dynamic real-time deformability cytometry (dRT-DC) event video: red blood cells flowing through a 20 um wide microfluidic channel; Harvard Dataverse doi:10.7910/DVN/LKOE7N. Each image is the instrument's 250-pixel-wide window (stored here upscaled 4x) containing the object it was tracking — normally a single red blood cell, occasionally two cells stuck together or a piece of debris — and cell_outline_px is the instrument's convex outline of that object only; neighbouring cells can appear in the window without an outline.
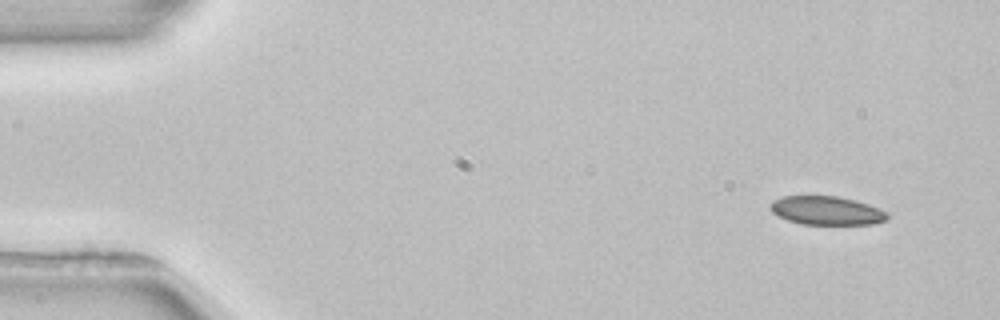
{"species": "common noctule bat (a hibernating species)", "species_latin": "Nyctalus noctula", "temperature_condition": "room temperature", "stored_images_in_passage": 3, "camera_frame_rate_fps": 3000, "um_per_image_px": 0.085, "animal": {"sex": "female", "body_mass_g": 22.7, "forearm_length_mm": 54.2}, "frame": {"image": 1, "passage_image": 1, "time_ms": 0.0, "image_size_px": [1000, 320], "cell_outline_px": [[888, 220], [872, 224], [800, 224], [788, 220], [772, 212], [768, 208], [768, 204], [772, 200], [784, 196], [836, 196], [856, 200], [880, 208], [888, 212]], "centroid_in_image_um": [70.26, 17.89], "position_along_channel_um": 14.7, "area_um2": 19.71}}
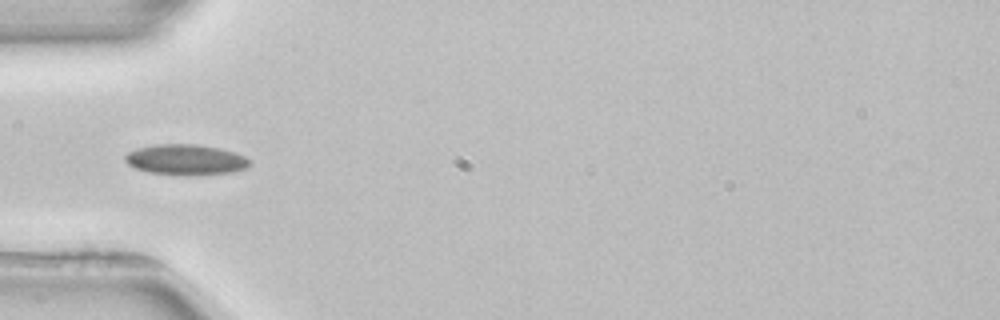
{"frame": {"image": 2, "passage_image": 3, "time_ms": 4.333, "image_size_px": [1000, 320], "cell_outline_px": [[252, 164], [248, 168], [232, 172], [148, 172], [136, 168], [128, 164], [124, 160], [124, 156], [128, 152], [136, 148], [156, 144], [196, 144], [220, 148], [236, 152], [252, 160]], "centroid_in_image_um": [15.81, 13.51], "position_along_channel_um": 69.2, "area_um2": 21.33}}